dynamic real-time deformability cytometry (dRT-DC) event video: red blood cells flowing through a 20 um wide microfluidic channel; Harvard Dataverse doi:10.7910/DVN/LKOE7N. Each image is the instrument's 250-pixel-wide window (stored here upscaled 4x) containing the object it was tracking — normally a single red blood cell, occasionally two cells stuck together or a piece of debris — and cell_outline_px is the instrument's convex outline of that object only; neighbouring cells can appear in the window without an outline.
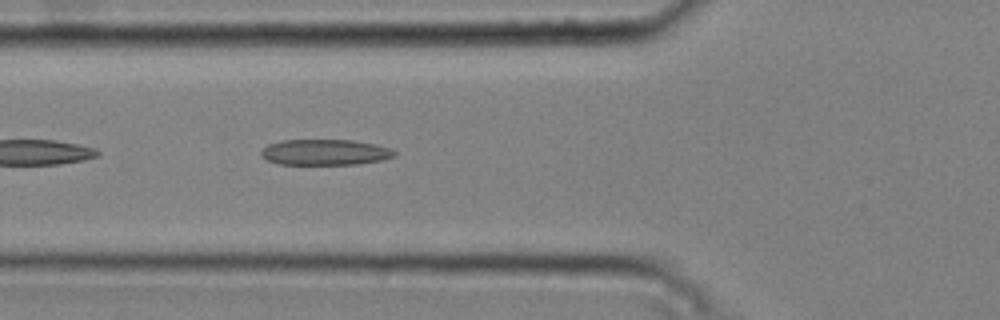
{"species": "common noctule bat (a hibernating species)", "species_latin": "Nyctalus noctula", "temperature_condition": "cold", "stored_images_in_passage": 36, "camera_frame_rate_fps": 3000, "um_per_image_px": 0.085, "animal": {"sex": "male", "body_mass_g": 20.4}, "frame": {"image": 1, "passage_image": 5, "time_ms": 1.333, "image_size_px": [1000, 320], "cell_outline_px": [[396, 156], [384, 160], [356, 164], [280, 164], [268, 160], [260, 156], [260, 152], [268, 144], [280, 140], [352, 140], [372, 144], [388, 148], [396, 152]], "centroid_in_image_um": [27.61, 12.94], "position_along_channel_um": 98.2, "area_um2": 19.94}}
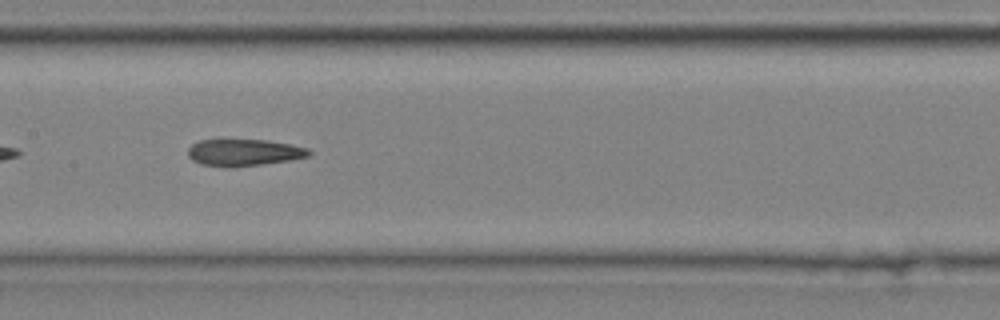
{"frame": {"image": 2, "passage_image": 12, "time_ms": 3.667, "image_size_px": [1000, 320], "cell_outline_px": [[312, 152], [308, 156], [292, 160], [236, 168], [224, 168], [200, 164], [192, 160], [188, 156], [188, 148], [192, 144], [200, 140], [268, 140], [308, 148]], "centroid_in_image_um": [20.71, 12.99], "position_along_channel_um": 186.7, "area_um2": 19.19}}
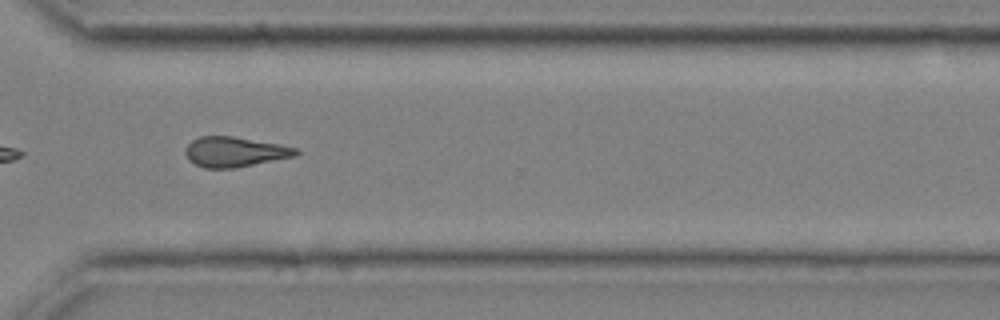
{"frame": {"image": 3, "passage_image": 25, "time_ms": 8.0, "image_size_px": [1000, 320], "cell_outline_px": [[300, 152], [296, 156], [236, 168], [204, 168], [188, 160], [184, 152], [184, 148], [192, 140], [200, 136], [232, 136], [280, 144], [296, 148]], "centroid_in_image_um": [19.94, 12.91], "position_along_channel_um": 350.7, "area_um2": 19.48}, "authors_computed_cell_mechanics": {"area_um2": 19.4786, "velocity_mm_per_s": 3.7743, "shape_relaxation_time_tau1_ms": 4.6559, "shape_relaxation_time_tau2_ms": 4.8707, "deformation_change_tau1": 0.141, "deformation_change_tau2": 0.1649}}